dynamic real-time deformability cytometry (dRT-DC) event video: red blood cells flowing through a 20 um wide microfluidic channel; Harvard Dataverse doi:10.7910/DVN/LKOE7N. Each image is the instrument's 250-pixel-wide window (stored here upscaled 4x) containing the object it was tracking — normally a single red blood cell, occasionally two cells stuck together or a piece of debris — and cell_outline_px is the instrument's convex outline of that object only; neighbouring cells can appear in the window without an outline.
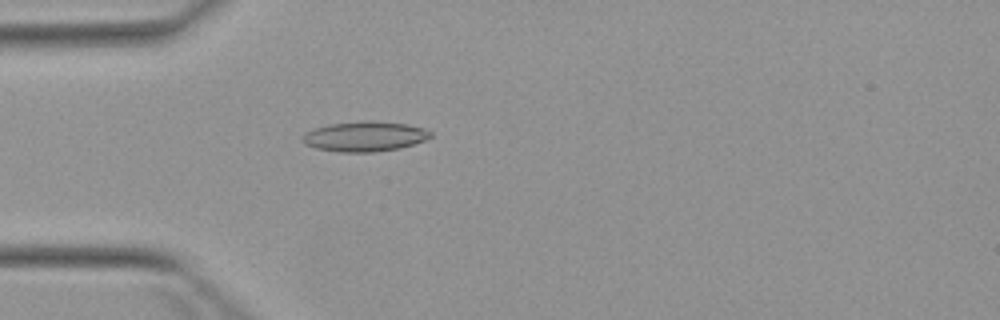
{"species": "Egyptian fruit bat (a non-hibernating species)", "species_latin": "Rousettus aegyptiacus", "temperature_condition": "warm", "stored_images_in_passage": 4, "camera_frame_rate_fps": 3000, "um_per_image_px": 0.085, "animal": {"sex": "female"}, "frame": {"image": 1, "passage_image": 4, "time_ms": 3.667, "image_size_px": [1000, 320], "cell_outline_px": [[432, 136], [424, 140], [400, 148], [372, 152], [340, 152], [316, 148], [304, 144], [300, 136], [304, 132], [328, 124], [364, 120], [372, 120], [408, 124], [424, 128], [432, 132]], "centroid_in_image_um": [30.98, 11.58], "position_along_channel_um": 54.0, "area_um2": 22.6}}